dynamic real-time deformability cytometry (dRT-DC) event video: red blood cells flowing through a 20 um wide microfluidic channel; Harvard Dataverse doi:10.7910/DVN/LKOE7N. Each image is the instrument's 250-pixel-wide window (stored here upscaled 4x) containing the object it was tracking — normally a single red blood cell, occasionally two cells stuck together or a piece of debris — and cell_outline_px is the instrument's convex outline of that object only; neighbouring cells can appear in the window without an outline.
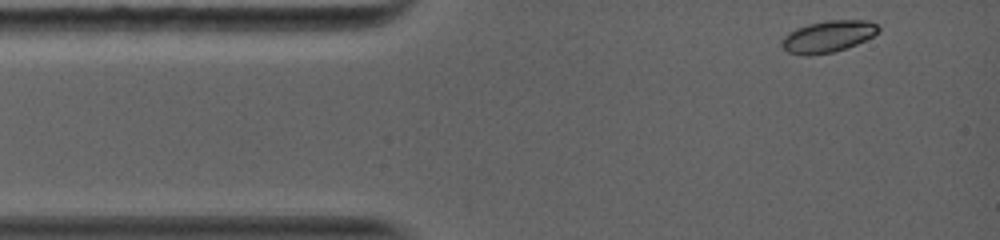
{"species": "common noctule bat (a hibernating species)", "species_latin": "Nyctalus noctula", "temperature_condition": "warm", "stored_images_in_passage": 21, "camera_frame_rate_fps": 5000, "um_per_image_px": 0.085, "animal": {"sex": "female", "body_mass_g": 19.0, "forearm_length_mm": 56.7}, "frame": {"image": 1, "passage_image": 1, "time_ms": 0.0, "image_size_px": [1000, 240], "cell_outline_px": [[880, 28], [872, 36], [856, 44], [832, 52], [808, 56], [804, 56], [788, 52], [780, 44], [780, 40], [788, 32], [796, 28], [808, 24], [824, 20], [868, 20], [876, 24]], "centroid_in_image_um": [70.32, 3.09], "position_along_channel_um": 14.7, "area_um2": 17.8}}
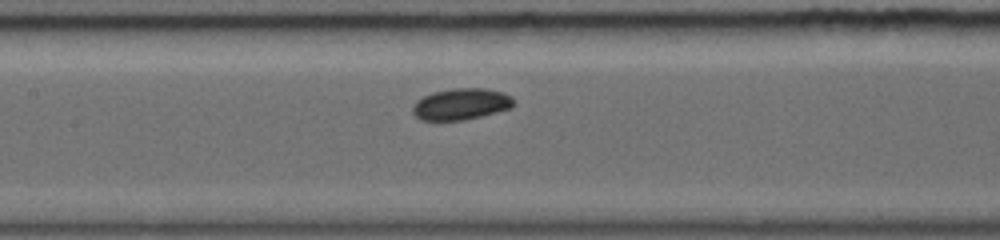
{"frame": {"image": 2, "passage_image": 12, "time_ms": 5.0, "image_size_px": [1000, 240], "cell_outline_px": [[516, 104], [512, 108], [464, 120], [420, 120], [412, 112], [412, 108], [416, 100], [432, 92], [452, 88], [484, 88], [504, 92], [512, 96], [516, 100]], "centroid_in_image_um": [39.23, 8.83], "position_along_channel_um": 168.2, "area_um2": 18.73}}
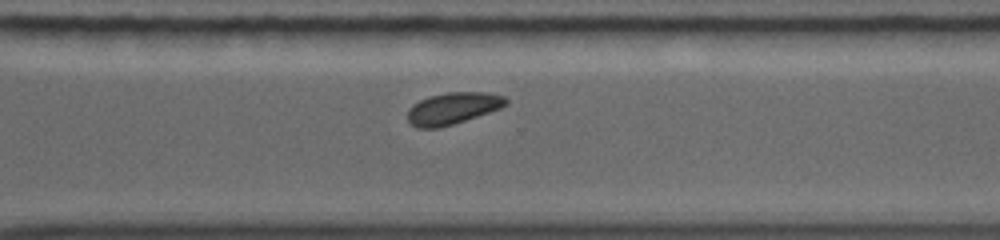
{"frame": {"image": 3, "passage_image": 21, "time_ms": 9.0, "image_size_px": [1000, 240], "cell_outline_px": [[508, 104], [500, 108], [452, 124], [436, 128], [416, 128], [408, 120], [408, 108], [412, 104], [428, 96], [448, 92], [488, 92], [504, 96], [508, 100]], "centroid_in_image_um": [38.47, 9.19], "position_along_channel_um": 332.1, "area_um2": 18.09}}